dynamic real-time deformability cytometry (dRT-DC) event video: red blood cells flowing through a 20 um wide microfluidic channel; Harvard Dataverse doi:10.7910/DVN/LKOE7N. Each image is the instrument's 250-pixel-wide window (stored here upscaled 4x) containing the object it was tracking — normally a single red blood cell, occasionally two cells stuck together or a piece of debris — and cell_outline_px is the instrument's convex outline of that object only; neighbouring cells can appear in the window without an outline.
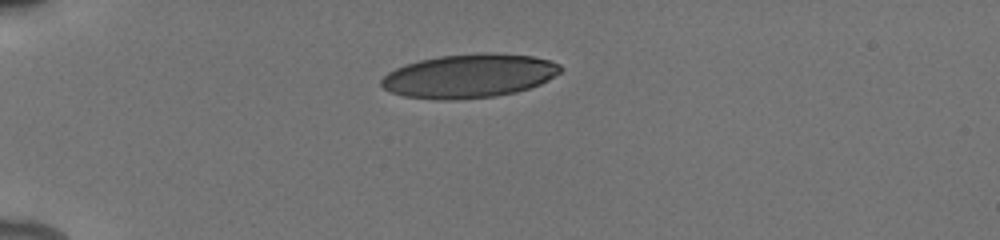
{"species": "human", "species_latin": "Homo sapiens", "temperature_condition": "cold", "stored_images_in_passage": 39, "camera_frame_rate_fps": 3000, "um_per_image_px": 0.085, "donor": {"sex": "male"}, "frame": {"image": 1, "passage_image": 1, "time_ms": 0.0, "image_size_px": [1000, 240], "cell_outline_px": [[564, 68], [560, 72], [548, 80], [540, 84], [516, 92], [496, 96], [452, 100], [436, 100], [404, 96], [392, 92], [384, 88], [380, 84], [380, 80], [388, 72], [404, 64], [420, 60], [440, 56], [484, 52], [488, 52], [532, 56], [552, 60], [560, 64]], "centroid_in_image_um": [39.89, 6.45], "position_along_channel_um": 45.1, "area_um2": 45.89}}
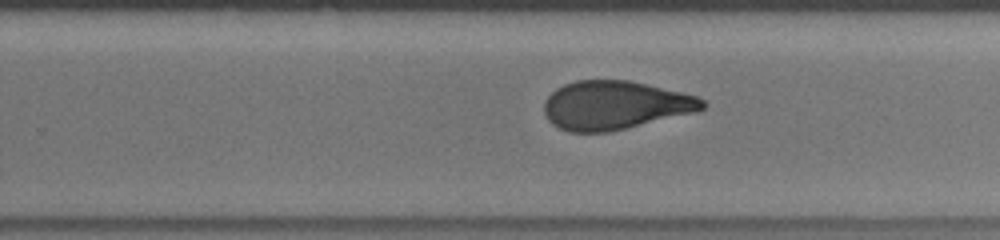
{"frame": {"image": 2, "passage_image": 22, "time_ms": 7.0, "image_size_px": [1000, 240], "cell_outline_px": [[708, 104], [704, 108], [696, 112], [608, 132], [568, 132], [552, 124], [548, 120], [544, 112], [544, 100], [556, 88], [564, 84], [576, 80], [628, 80], [680, 92], [696, 96], [704, 100]], "centroid_in_image_um": [52.25, 8.94], "position_along_channel_um": 277.6, "area_um2": 44.74}}
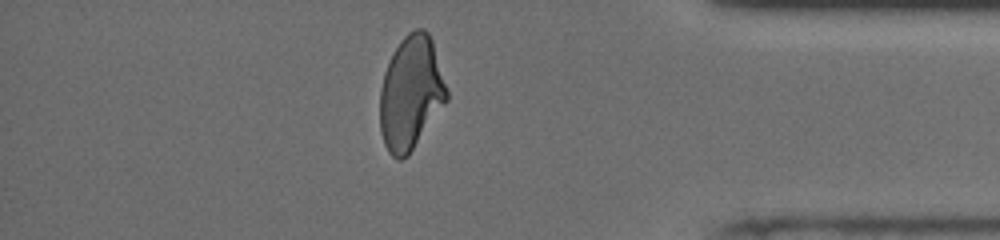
{"frame": {"image": 3, "passage_image": 33, "time_ms": 10.667, "image_size_px": [1000, 240], "cell_outline_px": [[448, 100], [408, 156], [400, 160], [396, 160], [388, 152], [384, 144], [380, 132], [380, 88], [384, 72], [392, 52], [400, 40], [408, 32], [416, 28], [424, 28], [428, 32], [432, 40], [448, 92]], "centroid_in_image_um": [34.91, 7.91], "position_along_channel_um": 400.3, "area_um2": 44.51}, "authors_computed_cell_mechanics": {"area_um2": 45.8932, "velocity_mm_per_s": 3.9255, "shape_relaxation_time_tau1_ms": 6.0876, "shape_relaxation_time_tau2_ms": 1.4151, "deformation_change_tau1": 0.2059, "deformation_change_tau2": 0.0816}}